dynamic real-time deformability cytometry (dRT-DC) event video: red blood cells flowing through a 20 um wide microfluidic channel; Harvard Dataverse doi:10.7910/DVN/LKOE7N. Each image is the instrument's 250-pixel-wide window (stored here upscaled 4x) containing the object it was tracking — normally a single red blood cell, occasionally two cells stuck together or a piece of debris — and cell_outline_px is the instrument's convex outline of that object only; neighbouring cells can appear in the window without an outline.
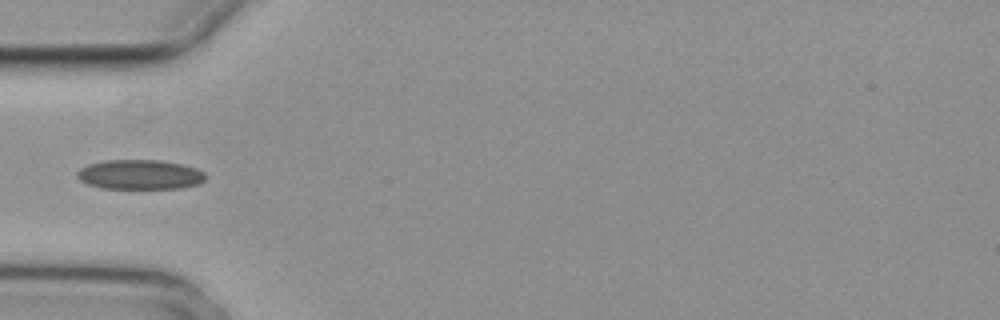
{"species": "common noctule bat (a hibernating species)", "species_latin": "Nyctalus noctula", "temperature_condition": "cold", "stored_images_in_passage": 6, "camera_frame_rate_fps": 3000, "um_per_image_px": 0.085, "animal": {"sex": "female", "body_mass_g": 29.2, "forearm_length_mm": 56.3}, "frame": {"image": 1, "passage_image": 2, "time_ms": 0.333, "image_size_px": [1000, 320], "cell_outline_px": [[204, 180], [200, 184], [180, 188], [104, 188], [88, 184], [80, 180], [76, 176], [76, 172], [80, 168], [88, 164], [104, 160], [160, 160], [180, 164], [196, 168], [204, 172]], "centroid_in_image_um": [11.87, 14.83], "position_along_channel_um": 73.1, "area_um2": 22.14}}
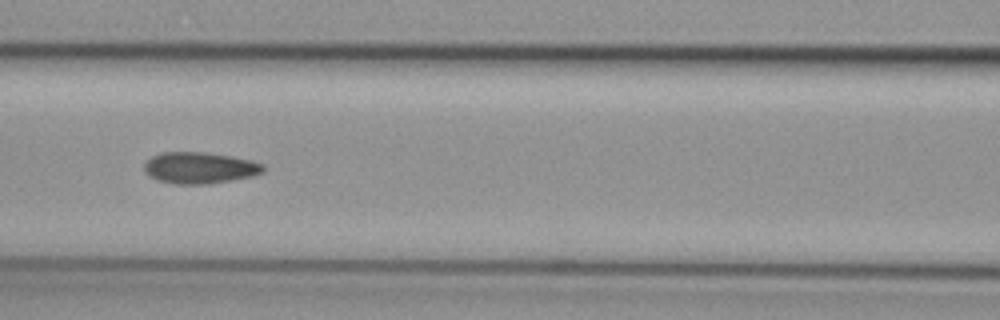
{"frame": {"image": 2, "passage_image": 4, "time_ms": 1.0, "image_size_px": [1000, 320], "cell_outline_px": [[264, 172], [252, 176], [208, 184], [172, 184], [156, 180], [148, 176], [144, 172], [144, 164], [152, 156], [160, 152], [208, 152], [232, 156], [252, 160], [264, 164]], "centroid_in_image_um": [16.95, 14.26], "position_along_channel_um": 149.6, "area_um2": 22.08}}
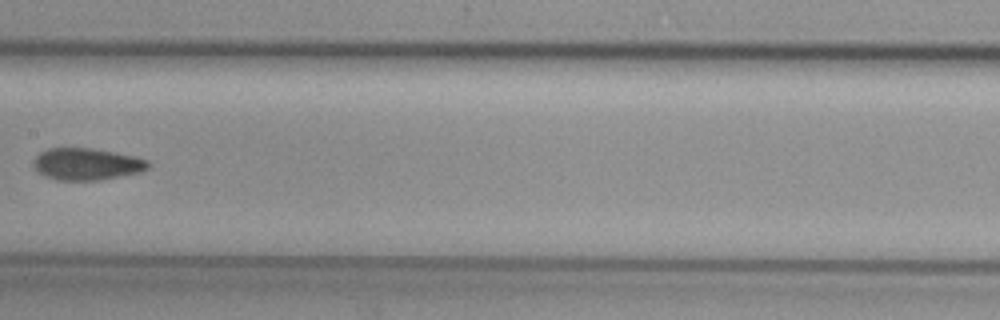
{"frame": {"image": 3, "passage_image": 5, "time_ms": 1.333, "image_size_px": [1000, 320], "cell_outline_px": [[148, 168], [140, 172], [100, 180], [56, 180], [32, 168], [32, 160], [40, 152], [48, 148], [92, 148], [132, 156], [148, 160]], "centroid_in_image_um": [7.32, 13.94], "position_along_channel_um": 200.1, "area_um2": 21.15}}